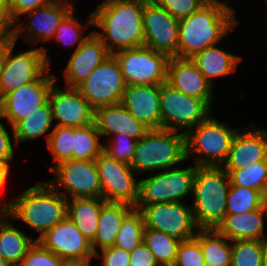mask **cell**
Listing matches in <instances>:
<instances>
[{"instance_id": "1", "label": "cell", "mask_w": 267, "mask_h": 266, "mask_svg": "<svg viewBox=\"0 0 267 266\" xmlns=\"http://www.w3.org/2000/svg\"><path fill=\"white\" fill-rule=\"evenodd\" d=\"M144 2L132 0H103L90 13L87 24L110 54L144 46Z\"/></svg>"}, {"instance_id": "2", "label": "cell", "mask_w": 267, "mask_h": 266, "mask_svg": "<svg viewBox=\"0 0 267 266\" xmlns=\"http://www.w3.org/2000/svg\"><path fill=\"white\" fill-rule=\"evenodd\" d=\"M228 0H208L195 13L179 20L177 57L191 58L219 44L240 23Z\"/></svg>"}, {"instance_id": "3", "label": "cell", "mask_w": 267, "mask_h": 266, "mask_svg": "<svg viewBox=\"0 0 267 266\" xmlns=\"http://www.w3.org/2000/svg\"><path fill=\"white\" fill-rule=\"evenodd\" d=\"M68 200L46 180L38 182L9 200L10 219L20 220L39 236L67 217Z\"/></svg>"}, {"instance_id": "4", "label": "cell", "mask_w": 267, "mask_h": 266, "mask_svg": "<svg viewBox=\"0 0 267 266\" xmlns=\"http://www.w3.org/2000/svg\"><path fill=\"white\" fill-rule=\"evenodd\" d=\"M229 186L222 167L196 166L191 207L199 229H217L223 222Z\"/></svg>"}, {"instance_id": "5", "label": "cell", "mask_w": 267, "mask_h": 266, "mask_svg": "<svg viewBox=\"0 0 267 266\" xmlns=\"http://www.w3.org/2000/svg\"><path fill=\"white\" fill-rule=\"evenodd\" d=\"M187 161L186 134L167 129H150L136 144L130 163L138 174L158 172Z\"/></svg>"}, {"instance_id": "6", "label": "cell", "mask_w": 267, "mask_h": 266, "mask_svg": "<svg viewBox=\"0 0 267 266\" xmlns=\"http://www.w3.org/2000/svg\"><path fill=\"white\" fill-rule=\"evenodd\" d=\"M239 129L209 116L186 134L187 160L196 166L222 167Z\"/></svg>"}, {"instance_id": "7", "label": "cell", "mask_w": 267, "mask_h": 266, "mask_svg": "<svg viewBox=\"0 0 267 266\" xmlns=\"http://www.w3.org/2000/svg\"><path fill=\"white\" fill-rule=\"evenodd\" d=\"M161 128L187 134L211 115L202 99L189 96L167 82L160 84Z\"/></svg>"}, {"instance_id": "8", "label": "cell", "mask_w": 267, "mask_h": 266, "mask_svg": "<svg viewBox=\"0 0 267 266\" xmlns=\"http://www.w3.org/2000/svg\"><path fill=\"white\" fill-rule=\"evenodd\" d=\"M196 165L187 168H169L139 180L136 205L166 202H185L184 197L193 195Z\"/></svg>"}, {"instance_id": "9", "label": "cell", "mask_w": 267, "mask_h": 266, "mask_svg": "<svg viewBox=\"0 0 267 266\" xmlns=\"http://www.w3.org/2000/svg\"><path fill=\"white\" fill-rule=\"evenodd\" d=\"M15 42L11 39L4 44V66L1 78V99L20 86L39 79L48 69L51 60L43 45L30 50L13 52Z\"/></svg>"}, {"instance_id": "10", "label": "cell", "mask_w": 267, "mask_h": 266, "mask_svg": "<svg viewBox=\"0 0 267 266\" xmlns=\"http://www.w3.org/2000/svg\"><path fill=\"white\" fill-rule=\"evenodd\" d=\"M120 66L126 85H156L167 81L170 57L141 46L113 54Z\"/></svg>"}, {"instance_id": "11", "label": "cell", "mask_w": 267, "mask_h": 266, "mask_svg": "<svg viewBox=\"0 0 267 266\" xmlns=\"http://www.w3.org/2000/svg\"><path fill=\"white\" fill-rule=\"evenodd\" d=\"M143 216L145 228L163 232L180 241L195 237L197 227L191 204L166 202L150 205H136Z\"/></svg>"}, {"instance_id": "12", "label": "cell", "mask_w": 267, "mask_h": 266, "mask_svg": "<svg viewBox=\"0 0 267 266\" xmlns=\"http://www.w3.org/2000/svg\"><path fill=\"white\" fill-rule=\"evenodd\" d=\"M51 171L54 179L47 181L67 200L73 198H102L99 171L95 160H67L56 165ZM63 188L65 193L61 192Z\"/></svg>"}, {"instance_id": "13", "label": "cell", "mask_w": 267, "mask_h": 266, "mask_svg": "<svg viewBox=\"0 0 267 266\" xmlns=\"http://www.w3.org/2000/svg\"><path fill=\"white\" fill-rule=\"evenodd\" d=\"M126 82L116 57L111 54L77 89L94 110L122 102Z\"/></svg>"}, {"instance_id": "14", "label": "cell", "mask_w": 267, "mask_h": 266, "mask_svg": "<svg viewBox=\"0 0 267 266\" xmlns=\"http://www.w3.org/2000/svg\"><path fill=\"white\" fill-rule=\"evenodd\" d=\"M102 189V199L109 203H124L135 208L139 181L129 164L117 161L102 152L95 159Z\"/></svg>"}, {"instance_id": "15", "label": "cell", "mask_w": 267, "mask_h": 266, "mask_svg": "<svg viewBox=\"0 0 267 266\" xmlns=\"http://www.w3.org/2000/svg\"><path fill=\"white\" fill-rule=\"evenodd\" d=\"M49 70L34 82L7 93L0 101V119H6L14 128L27 115L47 102L50 90L58 79L52 73L49 75Z\"/></svg>"}, {"instance_id": "16", "label": "cell", "mask_w": 267, "mask_h": 266, "mask_svg": "<svg viewBox=\"0 0 267 266\" xmlns=\"http://www.w3.org/2000/svg\"><path fill=\"white\" fill-rule=\"evenodd\" d=\"M37 241L64 261L91 264L92 259L95 258L91 242L82 235L68 216Z\"/></svg>"}, {"instance_id": "17", "label": "cell", "mask_w": 267, "mask_h": 266, "mask_svg": "<svg viewBox=\"0 0 267 266\" xmlns=\"http://www.w3.org/2000/svg\"><path fill=\"white\" fill-rule=\"evenodd\" d=\"M143 27L144 46L177 57L179 20L155 2L145 3Z\"/></svg>"}, {"instance_id": "18", "label": "cell", "mask_w": 267, "mask_h": 266, "mask_svg": "<svg viewBox=\"0 0 267 266\" xmlns=\"http://www.w3.org/2000/svg\"><path fill=\"white\" fill-rule=\"evenodd\" d=\"M48 102L56 126L83 127L94 123L95 110L77 88H61L55 82Z\"/></svg>"}, {"instance_id": "19", "label": "cell", "mask_w": 267, "mask_h": 266, "mask_svg": "<svg viewBox=\"0 0 267 266\" xmlns=\"http://www.w3.org/2000/svg\"><path fill=\"white\" fill-rule=\"evenodd\" d=\"M73 7L69 0H54L48 5L26 13L28 24L23 26L24 22H16L11 40L16 43L21 35L30 45L52 40L59 23Z\"/></svg>"}, {"instance_id": "20", "label": "cell", "mask_w": 267, "mask_h": 266, "mask_svg": "<svg viewBox=\"0 0 267 266\" xmlns=\"http://www.w3.org/2000/svg\"><path fill=\"white\" fill-rule=\"evenodd\" d=\"M264 160H267V129H259L252 122L235 134L228 158L222 168L238 170Z\"/></svg>"}, {"instance_id": "21", "label": "cell", "mask_w": 267, "mask_h": 266, "mask_svg": "<svg viewBox=\"0 0 267 266\" xmlns=\"http://www.w3.org/2000/svg\"><path fill=\"white\" fill-rule=\"evenodd\" d=\"M93 31L90 32L89 37L77 49H74L69 58L63 71L66 82L64 86L77 88L87 79L95 67L111 55L101 39Z\"/></svg>"}, {"instance_id": "22", "label": "cell", "mask_w": 267, "mask_h": 266, "mask_svg": "<svg viewBox=\"0 0 267 266\" xmlns=\"http://www.w3.org/2000/svg\"><path fill=\"white\" fill-rule=\"evenodd\" d=\"M166 82L184 94L204 100L210 107L213 104L214 86L191 58L170 57Z\"/></svg>"}, {"instance_id": "23", "label": "cell", "mask_w": 267, "mask_h": 266, "mask_svg": "<svg viewBox=\"0 0 267 266\" xmlns=\"http://www.w3.org/2000/svg\"><path fill=\"white\" fill-rule=\"evenodd\" d=\"M121 103L149 129L161 128L160 84L127 85Z\"/></svg>"}, {"instance_id": "24", "label": "cell", "mask_w": 267, "mask_h": 266, "mask_svg": "<svg viewBox=\"0 0 267 266\" xmlns=\"http://www.w3.org/2000/svg\"><path fill=\"white\" fill-rule=\"evenodd\" d=\"M94 123L102 136L108 138L122 134L139 140L150 130L138 121L122 103L103 106L95 110Z\"/></svg>"}, {"instance_id": "25", "label": "cell", "mask_w": 267, "mask_h": 266, "mask_svg": "<svg viewBox=\"0 0 267 266\" xmlns=\"http://www.w3.org/2000/svg\"><path fill=\"white\" fill-rule=\"evenodd\" d=\"M267 218V204L242 214H226L216 229L231 241L263 240L266 238L264 219Z\"/></svg>"}, {"instance_id": "26", "label": "cell", "mask_w": 267, "mask_h": 266, "mask_svg": "<svg viewBox=\"0 0 267 266\" xmlns=\"http://www.w3.org/2000/svg\"><path fill=\"white\" fill-rule=\"evenodd\" d=\"M242 59L239 55L221 49L218 44L209 46L191 57L198 70L213 86L214 79L234 73Z\"/></svg>"}, {"instance_id": "27", "label": "cell", "mask_w": 267, "mask_h": 266, "mask_svg": "<svg viewBox=\"0 0 267 266\" xmlns=\"http://www.w3.org/2000/svg\"><path fill=\"white\" fill-rule=\"evenodd\" d=\"M134 209V207L124 203L106 202L100 212L98 228L94 240L91 242L93 253L98 249L114 246L117 233L124 218Z\"/></svg>"}, {"instance_id": "28", "label": "cell", "mask_w": 267, "mask_h": 266, "mask_svg": "<svg viewBox=\"0 0 267 266\" xmlns=\"http://www.w3.org/2000/svg\"><path fill=\"white\" fill-rule=\"evenodd\" d=\"M102 198L86 197L68 200L67 216L90 242L95 238L102 206Z\"/></svg>"}, {"instance_id": "29", "label": "cell", "mask_w": 267, "mask_h": 266, "mask_svg": "<svg viewBox=\"0 0 267 266\" xmlns=\"http://www.w3.org/2000/svg\"><path fill=\"white\" fill-rule=\"evenodd\" d=\"M53 123L51 106L47 101L12 128L13 142L18 145V143L45 136L47 143L52 132L51 129L54 128V125L52 127Z\"/></svg>"}, {"instance_id": "30", "label": "cell", "mask_w": 267, "mask_h": 266, "mask_svg": "<svg viewBox=\"0 0 267 266\" xmlns=\"http://www.w3.org/2000/svg\"><path fill=\"white\" fill-rule=\"evenodd\" d=\"M9 219L8 215L0 224V255L10 266H20L36 239L17 229Z\"/></svg>"}, {"instance_id": "31", "label": "cell", "mask_w": 267, "mask_h": 266, "mask_svg": "<svg viewBox=\"0 0 267 266\" xmlns=\"http://www.w3.org/2000/svg\"><path fill=\"white\" fill-rule=\"evenodd\" d=\"M194 238L200 243L205 264L231 266V240L216 229H199Z\"/></svg>"}, {"instance_id": "32", "label": "cell", "mask_w": 267, "mask_h": 266, "mask_svg": "<svg viewBox=\"0 0 267 266\" xmlns=\"http://www.w3.org/2000/svg\"><path fill=\"white\" fill-rule=\"evenodd\" d=\"M143 242L153 253L159 266H173L180 240L163 232L145 228Z\"/></svg>"}, {"instance_id": "33", "label": "cell", "mask_w": 267, "mask_h": 266, "mask_svg": "<svg viewBox=\"0 0 267 266\" xmlns=\"http://www.w3.org/2000/svg\"><path fill=\"white\" fill-rule=\"evenodd\" d=\"M101 134L95 123L75 127L74 160H95L102 152L104 143L100 142Z\"/></svg>"}, {"instance_id": "34", "label": "cell", "mask_w": 267, "mask_h": 266, "mask_svg": "<svg viewBox=\"0 0 267 266\" xmlns=\"http://www.w3.org/2000/svg\"><path fill=\"white\" fill-rule=\"evenodd\" d=\"M265 204V195L258 190L231 185L226 200V214H242Z\"/></svg>"}, {"instance_id": "35", "label": "cell", "mask_w": 267, "mask_h": 266, "mask_svg": "<svg viewBox=\"0 0 267 266\" xmlns=\"http://www.w3.org/2000/svg\"><path fill=\"white\" fill-rule=\"evenodd\" d=\"M145 225L142 213L134 208L123 220L114 247L132 252L143 242Z\"/></svg>"}, {"instance_id": "36", "label": "cell", "mask_w": 267, "mask_h": 266, "mask_svg": "<svg viewBox=\"0 0 267 266\" xmlns=\"http://www.w3.org/2000/svg\"><path fill=\"white\" fill-rule=\"evenodd\" d=\"M74 137L75 127L54 125L47 142L55 164L50 166V171L59 163L73 159Z\"/></svg>"}, {"instance_id": "37", "label": "cell", "mask_w": 267, "mask_h": 266, "mask_svg": "<svg viewBox=\"0 0 267 266\" xmlns=\"http://www.w3.org/2000/svg\"><path fill=\"white\" fill-rule=\"evenodd\" d=\"M230 179V184L261 191H267V160L259 161L253 165L238 169L225 170Z\"/></svg>"}, {"instance_id": "38", "label": "cell", "mask_w": 267, "mask_h": 266, "mask_svg": "<svg viewBox=\"0 0 267 266\" xmlns=\"http://www.w3.org/2000/svg\"><path fill=\"white\" fill-rule=\"evenodd\" d=\"M75 9L72 8L61 20L58 27L56 28L55 34L52 40H56L62 43L63 46H74L77 44L75 49H77L90 34L84 36V29L88 25L81 24L80 19L75 14Z\"/></svg>"}, {"instance_id": "39", "label": "cell", "mask_w": 267, "mask_h": 266, "mask_svg": "<svg viewBox=\"0 0 267 266\" xmlns=\"http://www.w3.org/2000/svg\"><path fill=\"white\" fill-rule=\"evenodd\" d=\"M231 266H262V240L231 241Z\"/></svg>"}, {"instance_id": "40", "label": "cell", "mask_w": 267, "mask_h": 266, "mask_svg": "<svg viewBox=\"0 0 267 266\" xmlns=\"http://www.w3.org/2000/svg\"><path fill=\"white\" fill-rule=\"evenodd\" d=\"M137 141L138 140L132 137L114 134L111 135L107 143L104 144L103 152L117 161L130 165L135 153Z\"/></svg>"}, {"instance_id": "41", "label": "cell", "mask_w": 267, "mask_h": 266, "mask_svg": "<svg viewBox=\"0 0 267 266\" xmlns=\"http://www.w3.org/2000/svg\"><path fill=\"white\" fill-rule=\"evenodd\" d=\"M64 262L36 240L27 250L20 266H61Z\"/></svg>"}, {"instance_id": "42", "label": "cell", "mask_w": 267, "mask_h": 266, "mask_svg": "<svg viewBox=\"0 0 267 266\" xmlns=\"http://www.w3.org/2000/svg\"><path fill=\"white\" fill-rule=\"evenodd\" d=\"M205 261L200 243L195 239L181 241L173 266H204Z\"/></svg>"}, {"instance_id": "43", "label": "cell", "mask_w": 267, "mask_h": 266, "mask_svg": "<svg viewBox=\"0 0 267 266\" xmlns=\"http://www.w3.org/2000/svg\"><path fill=\"white\" fill-rule=\"evenodd\" d=\"M208 0H155V3L167 10L174 18L181 20L195 13Z\"/></svg>"}, {"instance_id": "44", "label": "cell", "mask_w": 267, "mask_h": 266, "mask_svg": "<svg viewBox=\"0 0 267 266\" xmlns=\"http://www.w3.org/2000/svg\"><path fill=\"white\" fill-rule=\"evenodd\" d=\"M129 255V252L112 246L98 250L94 257L101 260L98 266H129Z\"/></svg>"}, {"instance_id": "45", "label": "cell", "mask_w": 267, "mask_h": 266, "mask_svg": "<svg viewBox=\"0 0 267 266\" xmlns=\"http://www.w3.org/2000/svg\"><path fill=\"white\" fill-rule=\"evenodd\" d=\"M54 0H9V10L13 21L16 23L20 20L21 16L32 10L38 9Z\"/></svg>"}, {"instance_id": "46", "label": "cell", "mask_w": 267, "mask_h": 266, "mask_svg": "<svg viewBox=\"0 0 267 266\" xmlns=\"http://www.w3.org/2000/svg\"><path fill=\"white\" fill-rule=\"evenodd\" d=\"M129 266H159V264L150 249L142 242L130 252Z\"/></svg>"}, {"instance_id": "47", "label": "cell", "mask_w": 267, "mask_h": 266, "mask_svg": "<svg viewBox=\"0 0 267 266\" xmlns=\"http://www.w3.org/2000/svg\"><path fill=\"white\" fill-rule=\"evenodd\" d=\"M10 133L6 130V125L0 121V161L10 164L14 158V147Z\"/></svg>"}, {"instance_id": "48", "label": "cell", "mask_w": 267, "mask_h": 266, "mask_svg": "<svg viewBox=\"0 0 267 266\" xmlns=\"http://www.w3.org/2000/svg\"><path fill=\"white\" fill-rule=\"evenodd\" d=\"M0 27L11 37L15 28V22L10 14L9 0H0Z\"/></svg>"}, {"instance_id": "49", "label": "cell", "mask_w": 267, "mask_h": 266, "mask_svg": "<svg viewBox=\"0 0 267 266\" xmlns=\"http://www.w3.org/2000/svg\"><path fill=\"white\" fill-rule=\"evenodd\" d=\"M10 165L7 162L0 161V190L4 188L5 184L7 183V179H9V171ZM0 196V202L9 204V201H6V199H1Z\"/></svg>"}, {"instance_id": "50", "label": "cell", "mask_w": 267, "mask_h": 266, "mask_svg": "<svg viewBox=\"0 0 267 266\" xmlns=\"http://www.w3.org/2000/svg\"><path fill=\"white\" fill-rule=\"evenodd\" d=\"M262 266H267V237L262 240Z\"/></svg>"}, {"instance_id": "51", "label": "cell", "mask_w": 267, "mask_h": 266, "mask_svg": "<svg viewBox=\"0 0 267 266\" xmlns=\"http://www.w3.org/2000/svg\"><path fill=\"white\" fill-rule=\"evenodd\" d=\"M8 216V204L0 202V224Z\"/></svg>"}, {"instance_id": "52", "label": "cell", "mask_w": 267, "mask_h": 266, "mask_svg": "<svg viewBox=\"0 0 267 266\" xmlns=\"http://www.w3.org/2000/svg\"><path fill=\"white\" fill-rule=\"evenodd\" d=\"M3 66H4V45L0 46V85H1ZM0 101H1V88H0Z\"/></svg>"}, {"instance_id": "53", "label": "cell", "mask_w": 267, "mask_h": 266, "mask_svg": "<svg viewBox=\"0 0 267 266\" xmlns=\"http://www.w3.org/2000/svg\"><path fill=\"white\" fill-rule=\"evenodd\" d=\"M11 37L0 27V46L6 44Z\"/></svg>"}, {"instance_id": "54", "label": "cell", "mask_w": 267, "mask_h": 266, "mask_svg": "<svg viewBox=\"0 0 267 266\" xmlns=\"http://www.w3.org/2000/svg\"><path fill=\"white\" fill-rule=\"evenodd\" d=\"M61 266H91L89 263L65 261Z\"/></svg>"}, {"instance_id": "55", "label": "cell", "mask_w": 267, "mask_h": 266, "mask_svg": "<svg viewBox=\"0 0 267 266\" xmlns=\"http://www.w3.org/2000/svg\"><path fill=\"white\" fill-rule=\"evenodd\" d=\"M0 266H10L1 255H0Z\"/></svg>"}, {"instance_id": "56", "label": "cell", "mask_w": 267, "mask_h": 266, "mask_svg": "<svg viewBox=\"0 0 267 266\" xmlns=\"http://www.w3.org/2000/svg\"><path fill=\"white\" fill-rule=\"evenodd\" d=\"M132 1H141V2H144V3H152V2H155V0H132Z\"/></svg>"}, {"instance_id": "57", "label": "cell", "mask_w": 267, "mask_h": 266, "mask_svg": "<svg viewBox=\"0 0 267 266\" xmlns=\"http://www.w3.org/2000/svg\"><path fill=\"white\" fill-rule=\"evenodd\" d=\"M265 203L267 204V191H266V194H265Z\"/></svg>"}]
</instances>
